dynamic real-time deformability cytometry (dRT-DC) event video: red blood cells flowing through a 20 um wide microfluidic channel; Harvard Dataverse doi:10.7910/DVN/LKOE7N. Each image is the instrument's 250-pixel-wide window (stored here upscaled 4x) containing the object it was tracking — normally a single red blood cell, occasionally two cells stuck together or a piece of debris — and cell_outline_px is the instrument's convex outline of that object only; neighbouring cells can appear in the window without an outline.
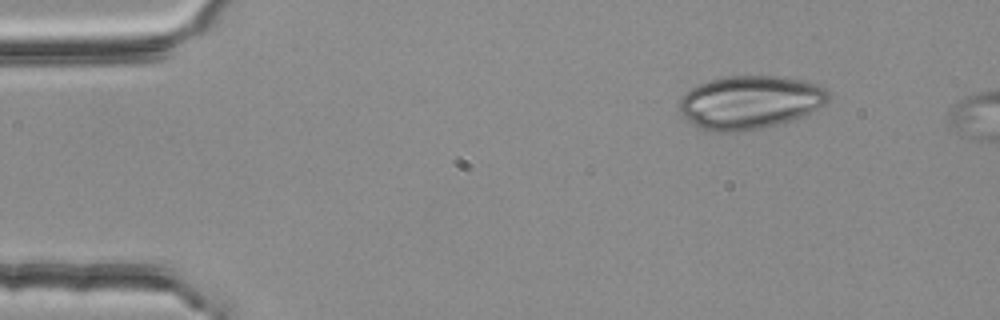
{"species": "common noctule bat (a hibernating species)", "species_latin": "Nyctalus noctula", "temperature_condition": "room temperature", "stored_images_in_passage": 4, "camera_frame_rate_fps": 3000, "um_per_image_px": 0.085, "animal": {"sex": "female", "body_mass_g": 25.1}, "frame": {"image": 1, "passage_image": 1, "time_ms": 0.0, "image_size_px": [1000, 320], "cell_outline_px": [[828, 100], [824, 104], [792, 120], [760, 128], [740, 132], [720, 132], [700, 128], [692, 124], [680, 112], [680, 100], [692, 88], [708, 80], [724, 76], [784, 76], [804, 80], [816, 84], [824, 88], [828, 92]], "centroid_in_image_um": [63.74, 8.68], "position_along_channel_um": 21.3, "area_um2": 45.89}}